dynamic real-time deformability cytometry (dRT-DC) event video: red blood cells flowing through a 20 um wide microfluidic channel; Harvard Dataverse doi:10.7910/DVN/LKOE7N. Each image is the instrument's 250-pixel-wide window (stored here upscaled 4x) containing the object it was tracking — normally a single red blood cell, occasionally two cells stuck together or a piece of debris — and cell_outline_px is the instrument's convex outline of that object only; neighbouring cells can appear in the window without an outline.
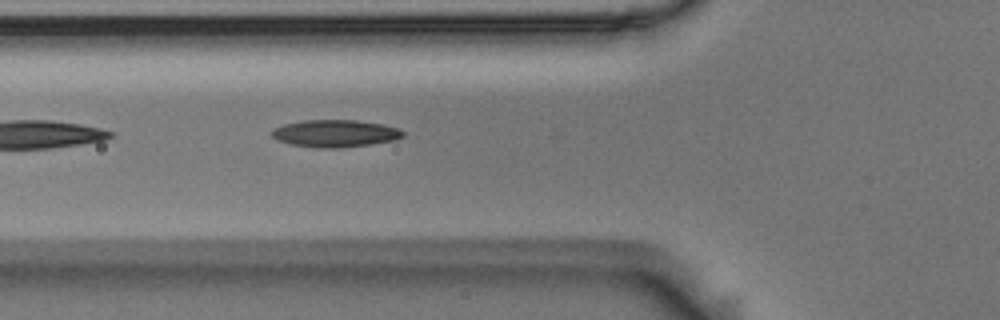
{"species": "Egyptian fruit bat (a non-hibernating species)", "species_latin": "Rousettus aegyptiacus", "temperature_condition": "room temperature", "stored_images_in_passage": 2, "camera_frame_rate_fps": 3000, "um_per_image_px": 0.085, "animal": {"sex": "male"}, "frame": {"image": 1, "passage_image": 2, "time_ms": 0.333, "image_size_px": [1000, 320], "cell_outline_px": [[404, 136], [396, 140], [372, 144], [340, 148], [320, 148], [288, 144], [276, 140], [272, 136], [272, 128], [284, 124], [304, 120], [356, 120], [380, 124], [400, 128], [404, 132]], "centroid_in_image_um": [28.48, 11.35], "position_along_channel_um": 97.3, "area_um2": 21.04}}